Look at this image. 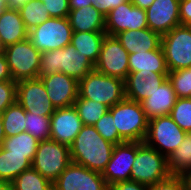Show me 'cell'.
Returning a JSON list of instances; mask_svg holds the SVG:
<instances>
[{"instance_id": "cell-42", "label": "cell", "mask_w": 191, "mask_h": 190, "mask_svg": "<svg viewBox=\"0 0 191 190\" xmlns=\"http://www.w3.org/2000/svg\"><path fill=\"white\" fill-rule=\"evenodd\" d=\"M179 16L181 25L191 24V0H180Z\"/></svg>"}, {"instance_id": "cell-24", "label": "cell", "mask_w": 191, "mask_h": 190, "mask_svg": "<svg viewBox=\"0 0 191 190\" xmlns=\"http://www.w3.org/2000/svg\"><path fill=\"white\" fill-rule=\"evenodd\" d=\"M128 65L129 73L142 70L154 73H169L161 46L156 50L129 54Z\"/></svg>"}, {"instance_id": "cell-15", "label": "cell", "mask_w": 191, "mask_h": 190, "mask_svg": "<svg viewBox=\"0 0 191 190\" xmlns=\"http://www.w3.org/2000/svg\"><path fill=\"white\" fill-rule=\"evenodd\" d=\"M137 150L138 142H123L114 146L110 161L102 173L108 186L130 180Z\"/></svg>"}, {"instance_id": "cell-3", "label": "cell", "mask_w": 191, "mask_h": 190, "mask_svg": "<svg viewBox=\"0 0 191 190\" xmlns=\"http://www.w3.org/2000/svg\"><path fill=\"white\" fill-rule=\"evenodd\" d=\"M114 119L119 136L125 142H144L149 120L140 102L124 98L108 110Z\"/></svg>"}, {"instance_id": "cell-40", "label": "cell", "mask_w": 191, "mask_h": 190, "mask_svg": "<svg viewBox=\"0 0 191 190\" xmlns=\"http://www.w3.org/2000/svg\"><path fill=\"white\" fill-rule=\"evenodd\" d=\"M92 5L96 6L97 9L103 14L107 15L112 9L117 6L129 1V0H91Z\"/></svg>"}, {"instance_id": "cell-8", "label": "cell", "mask_w": 191, "mask_h": 190, "mask_svg": "<svg viewBox=\"0 0 191 190\" xmlns=\"http://www.w3.org/2000/svg\"><path fill=\"white\" fill-rule=\"evenodd\" d=\"M73 35L68 17H50L28 33L33 46L41 53L63 48L71 43Z\"/></svg>"}, {"instance_id": "cell-41", "label": "cell", "mask_w": 191, "mask_h": 190, "mask_svg": "<svg viewBox=\"0 0 191 190\" xmlns=\"http://www.w3.org/2000/svg\"><path fill=\"white\" fill-rule=\"evenodd\" d=\"M109 190H149V186L138 183L133 180H127L111 184Z\"/></svg>"}, {"instance_id": "cell-37", "label": "cell", "mask_w": 191, "mask_h": 190, "mask_svg": "<svg viewBox=\"0 0 191 190\" xmlns=\"http://www.w3.org/2000/svg\"><path fill=\"white\" fill-rule=\"evenodd\" d=\"M16 93V81H0V115L7 107L16 102Z\"/></svg>"}, {"instance_id": "cell-44", "label": "cell", "mask_w": 191, "mask_h": 190, "mask_svg": "<svg viewBox=\"0 0 191 190\" xmlns=\"http://www.w3.org/2000/svg\"><path fill=\"white\" fill-rule=\"evenodd\" d=\"M92 5L91 0H69L70 10L81 9L82 7Z\"/></svg>"}, {"instance_id": "cell-35", "label": "cell", "mask_w": 191, "mask_h": 190, "mask_svg": "<svg viewBox=\"0 0 191 190\" xmlns=\"http://www.w3.org/2000/svg\"><path fill=\"white\" fill-rule=\"evenodd\" d=\"M170 116L183 131L191 133V98H178Z\"/></svg>"}, {"instance_id": "cell-5", "label": "cell", "mask_w": 191, "mask_h": 190, "mask_svg": "<svg viewBox=\"0 0 191 190\" xmlns=\"http://www.w3.org/2000/svg\"><path fill=\"white\" fill-rule=\"evenodd\" d=\"M170 176L165 155L158 152L155 147L148 146L145 142H138L130 180L151 186L168 179Z\"/></svg>"}, {"instance_id": "cell-36", "label": "cell", "mask_w": 191, "mask_h": 190, "mask_svg": "<svg viewBox=\"0 0 191 190\" xmlns=\"http://www.w3.org/2000/svg\"><path fill=\"white\" fill-rule=\"evenodd\" d=\"M99 135L114 145L125 142L118 134L112 114L107 111L94 125Z\"/></svg>"}, {"instance_id": "cell-11", "label": "cell", "mask_w": 191, "mask_h": 190, "mask_svg": "<svg viewBox=\"0 0 191 190\" xmlns=\"http://www.w3.org/2000/svg\"><path fill=\"white\" fill-rule=\"evenodd\" d=\"M129 53L115 36L106 35L94 70L125 80L129 74Z\"/></svg>"}, {"instance_id": "cell-12", "label": "cell", "mask_w": 191, "mask_h": 190, "mask_svg": "<svg viewBox=\"0 0 191 190\" xmlns=\"http://www.w3.org/2000/svg\"><path fill=\"white\" fill-rule=\"evenodd\" d=\"M53 190H109L101 173L71 162L53 182Z\"/></svg>"}, {"instance_id": "cell-28", "label": "cell", "mask_w": 191, "mask_h": 190, "mask_svg": "<svg viewBox=\"0 0 191 190\" xmlns=\"http://www.w3.org/2000/svg\"><path fill=\"white\" fill-rule=\"evenodd\" d=\"M39 141L28 132H22L16 136L6 137L2 148L9 154L26 155L33 162Z\"/></svg>"}, {"instance_id": "cell-7", "label": "cell", "mask_w": 191, "mask_h": 190, "mask_svg": "<svg viewBox=\"0 0 191 190\" xmlns=\"http://www.w3.org/2000/svg\"><path fill=\"white\" fill-rule=\"evenodd\" d=\"M71 162L70 147L48 139L39 141L32 167L53 183Z\"/></svg>"}, {"instance_id": "cell-22", "label": "cell", "mask_w": 191, "mask_h": 190, "mask_svg": "<svg viewBox=\"0 0 191 190\" xmlns=\"http://www.w3.org/2000/svg\"><path fill=\"white\" fill-rule=\"evenodd\" d=\"M68 19L75 32H105V15L96 6L70 10Z\"/></svg>"}, {"instance_id": "cell-13", "label": "cell", "mask_w": 191, "mask_h": 190, "mask_svg": "<svg viewBox=\"0 0 191 190\" xmlns=\"http://www.w3.org/2000/svg\"><path fill=\"white\" fill-rule=\"evenodd\" d=\"M16 101L25 111L35 115L51 117L56 110L40 78L18 81Z\"/></svg>"}, {"instance_id": "cell-23", "label": "cell", "mask_w": 191, "mask_h": 190, "mask_svg": "<svg viewBox=\"0 0 191 190\" xmlns=\"http://www.w3.org/2000/svg\"><path fill=\"white\" fill-rule=\"evenodd\" d=\"M19 10L6 9L0 14V39L5 47L28 38Z\"/></svg>"}, {"instance_id": "cell-45", "label": "cell", "mask_w": 191, "mask_h": 190, "mask_svg": "<svg viewBox=\"0 0 191 190\" xmlns=\"http://www.w3.org/2000/svg\"><path fill=\"white\" fill-rule=\"evenodd\" d=\"M30 0H6L8 9L20 10Z\"/></svg>"}, {"instance_id": "cell-4", "label": "cell", "mask_w": 191, "mask_h": 190, "mask_svg": "<svg viewBox=\"0 0 191 190\" xmlns=\"http://www.w3.org/2000/svg\"><path fill=\"white\" fill-rule=\"evenodd\" d=\"M78 96L111 108L125 98L124 80L93 70L79 80Z\"/></svg>"}, {"instance_id": "cell-6", "label": "cell", "mask_w": 191, "mask_h": 190, "mask_svg": "<svg viewBox=\"0 0 191 190\" xmlns=\"http://www.w3.org/2000/svg\"><path fill=\"white\" fill-rule=\"evenodd\" d=\"M4 55L14 81L39 78L41 52L29 38L5 47Z\"/></svg>"}, {"instance_id": "cell-2", "label": "cell", "mask_w": 191, "mask_h": 190, "mask_svg": "<svg viewBox=\"0 0 191 190\" xmlns=\"http://www.w3.org/2000/svg\"><path fill=\"white\" fill-rule=\"evenodd\" d=\"M94 70V64L72 44L41 53L39 76L62 72L78 81Z\"/></svg>"}, {"instance_id": "cell-52", "label": "cell", "mask_w": 191, "mask_h": 190, "mask_svg": "<svg viewBox=\"0 0 191 190\" xmlns=\"http://www.w3.org/2000/svg\"><path fill=\"white\" fill-rule=\"evenodd\" d=\"M39 1H41L43 3L44 1H53V0H39Z\"/></svg>"}, {"instance_id": "cell-51", "label": "cell", "mask_w": 191, "mask_h": 190, "mask_svg": "<svg viewBox=\"0 0 191 190\" xmlns=\"http://www.w3.org/2000/svg\"><path fill=\"white\" fill-rule=\"evenodd\" d=\"M4 51H5V46L3 45L1 39H0V55L1 54H4Z\"/></svg>"}, {"instance_id": "cell-14", "label": "cell", "mask_w": 191, "mask_h": 190, "mask_svg": "<svg viewBox=\"0 0 191 190\" xmlns=\"http://www.w3.org/2000/svg\"><path fill=\"white\" fill-rule=\"evenodd\" d=\"M148 28L146 10L134 6L130 0L112 9L105 16V32L109 36L125 30Z\"/></svg>"}, {"instance_id": "cell-9", "label": "cell", "mask_w": 191, "mask_h": 190, "mask_svg": "<svg viewBox=\"0 0 191 190\" xmlns=\"http://www.w3.org/2000/svg\"><path fill=\"white\" fill-rule=\"evenodd\" d=\"M161 48L169 72L191 67V27L180 24L161 36Z\"/></svg>"}, {"instance_id": "cell-16", "label": "cell", "mask_w": 191, "mask_h": 190, "mask_svg": "<svg viewBox=\"0 0 191 190\" xmlns=\"http://www.w3.org/2000/svg\"><path fill=\"white\" fill-rule=\"evenodd\" d=\"M55 109L74 105L78 97L79 81L62 72L39 76Z\"/></svg>"}, {"instance_id": "cell-20", "label": "cell", "mask_w": 191, "mask_h": 190, "mask_svg": "<svg viewBox=\"0 0 191 190\" xmlns=\"http://www.w3.org/2000/svg\"><path fill=\"white\" fill-rule=\"evenodd\" d=\"M177 99L172 83L167 78L151 96L141 102V105L146 117L151 120L170 115Z\"/></svg>"}, {"instance_id": "cell-25", "label": "cell", "mask_w": 191, "mask_h": 190, "mask_svg": "<svg viewBox=\"0 0 191 190\" xmlns=\"http://www.w3.org/2000/svg\"><path fill=\"white\" fill-rule=\"evenodd\" d=\"M106 32H75L73 31L71 43L79 54L85 55L94 65L101 51L102 42Z\"/></svg>"}, {"instance_id": "cell-38", "label": "cell", "mask_w": 191, "mask_h": 190, "mask_svg": "<svg viewBox=\"0 0 191 190\" xmlns=\"http://www.w3.org/2000/svg\"><path fill=\"white\" fill-rule=\"evenodd\" d=\"M149 190H190L185 176L171 175L168 179L149 186Z\"/></svg>"}, {"instance_id": "cell-19", "label": "cell", "mask_w": 191, "mask_h": 190, "mask_svg": "<svg viewBox=\"0 0 191 190\" xmlns=\"http://www.w3.org/2000/svg\"><path fill=\"white\" fill-rule=\"evenodd\" d=\"M167 78L168 73L143 70L131 72L124 80L125 98L141 103L151 96Z\"/></svg>"}, {"instance_id": "cell-18", "label": "cell", "mask_w": 191, "mask_h": 190, "mask_svg": "<svg viewBox=\"0 0 191 190\" xmlns=\"http://www.w3.org/2000/svg\"><path fill=\"white\" fill-rule=\"evenodd\" d=\"M50 124V139L68 146L73 143L83 126L74 105L56 109L50 117Z\"/></svg>"}, {"instance_id": "cell-17", "label": "cell", "mask_w": 191, "mask_h": 190, "mask_svg": "<svg viewBox=\"0 0 191 190\" xmlns=\"http://www.w3.org/2000/svg\"><path fill=\"white\" fill-rule=\"evenodd\" d=\"M180 0H154L146 9L148 28L160 36L180 25Z\"/></svg>"}, {"instance_id": "cell-27", "label": "cell", "mask_w": 191, "mask_h": 190, "mask_svg": "<svg viewBox=\"0 0 191 190\" xmlns=\"http://www.w3.org/2000/svg\"><path fill=\"white\" fill-rule=\"evenodd\" d=\"M171 175L184 176L191 170V133H187L179 147L167 158Z\"/></svg>"}, {"instance_id": "cell-29", "label": "cell", "mask_w": 191, "mask_h": 190, "mask_svg": "<svg viewBox=\"0 0 191 190\" xmlns=\"http://www.w3.org/2000/svg\"><path fill=\"white\" fill-rule=\"evenodd\" d=\"M6 137L16 136L25 132L26 111L16 101L1 114Z\"/></svg>"}, {"instance_id": "cell-21", "label": "cell", "mask_w": 191, "mask_h": 190, "mask_svg": "<svg viewBox=\"0 0 191 190\" xmlns=\"http://www.w3.org/2000/svg\"><path fill=\"white\" fill-rule=\"evenodd\" d=\"M115 37L129 54L156 50L161 46V36L149 28L125 30Z\"/></svg>"}, {"instance_id": "cell-1", "label": "cell", "mask_w": 191, "mask_h": 190, "mask_svg": "<svg viewBox=\"0 0 191 190\" xmlns=\"http://www.w3.org/2000/svg\"><path fill=\"white\" fill-rule=\"evenodd\" d=\"M114 146L102 138L94 126L83 125L69 146L71 161L102 174L110 161Z\"/></svg>"}, {"instance_id": "cell-47", "label": "cell", "mask_w": 191, "mask_h": 190, "mask_svg": "<svg viewBox=\"0 0 191 190\" xmlns=\"http://www.w3.org/2000/svg\"><path fill=\"white\" fill-rule=\"evenodd\" d=\"M0 190H13L12 182L0 180Z\"/></svg>"}, {"instance_id": "cell-49", "label": "cell", "mask_w": 191, "mask_h": 190, "mask_svg": "<svg viewBox=\"0 0 191 190\" xmlns=\"http://www.w3.org/2000/svg\"><path fill=\"white\" fill-rule=\"evenodd\" d=\"M6 9H8L6 0H0V14Z\"/></svg>"}, {"instance_id": "cell-31", "label": "cell", "mask_w": 191, "mask_h": 190, "mask_svg": "<svg viewBox=\"0 0 191 190\" xmlns=\"http://www.w3.org/2000/svg\"><path fill=\"white\" fill-rule=\"evenodd\" d=\"M79 117L83 125L94 126L101 117L106 114L109 108L100 103L89 99H83L79 96L74 102Z\"/></svg>"}, {"instance_id": "cell-46", "label": "cell", "mask_w": 191, "mask_h": 190, "mask_svg": "<svg viewBox=\"0 0 191 190\" xmlns=\"http://www.w3.org/2000/svg\"><path fill=\"white\" fill-rule=\"evenodd\" d=\"M130 2H131L134 6L146 10L149 6L152 5V3L154 2V0H130Z\"/></svg>"}, {"instance_id": "cell-33", "label": "cell", "mask_w": 191, "mask_h": 190, "mask_svg": "<svg viewBox=\"0 0 191 190\" xmlns=\"http://www.w3.org/2000/svg\"><path fill=\"white\" fill-rule=\"evenodd\" d=\"M25 132L30 133L38 141L48 140L51 135L50 117L35 115L26 111Z\"/></svg>"}, {"instance_id": "cell-30", "label": "cell", "mask_w": 191, "mask_h": 190, "mask_svg": "<svg viewBox=\"0 0 191 190\" xmlns=\"http://www.w3.org/2000/svg\"><path fill=\"white\" fill-rule=\"evenodd\" d=\"M12 187L13 190H53V183L30 167L12 181Z\"/></svg>"}, {"instance_id": "cell-10", "label": "cell", "mask_w": 191, "mask_h": 190, "mask_svg": "<svg viewBox=\"0 0 191 190\" xmlns=\"http://www.w3.org/2000/svg\"><path fill=\"white\" fill-rule=\"evenodd\" d=\"M186 134L170 115H164L149 120L148 132L144 142L152 148L156 147L153 144H157L159 147L155 149L160 153L162 152L159 150H164L165 157L168 158L179 147Z\"/></svg>"}, {"instance_id": "cell-26", "label": "cell", "mask_w": 191, "mask_h": 190, "mask_svg": "<svg viewBox=\"0 0 191 190\" xmlns=\"http://www.w3.org/2000/svg\"><path fill=\"white\" fill-rule=\"evenodd\" d=\"M32 167L26 155L9 154L0 147V180L12 182L23 171Z\"/></svg>"}, {"instance_id": "cell-50", "label": "cell", "mask_w": 191, "mask_h": 190, "mask_svg": "<svg viewBox=\"0 0 191 190\" xmlns=\"http://www.w3.org/2000/svg\"><path fill=\"white\" fill-rule=\"evenodd\" d=\"M184 176H185V178L187 180L188 187L191 190V170L187 174H185Z\"/></svg>"}, {"instance_id": "cell-34", "label": "cell", "mask_w": 191, "mask_h": 190, "mask_svg": "<svg viewBox=\"0 0 191 190\" xmlns=\"http://www.w3.org/2000/svg\"><path fill=\"white\" fill-rule=\"evenodd\" d=\"M168 79L178 98H191V67L170 71Z\"/></svg>"}, {"instance_id": "cell-39", "label": "cell", "mask_w": 191, "mask_h": 190, "mask_svg": "<svg viewBox=\"0 0 191 190\" xmlns=\"http://www.w3.org/2000/svg\"><path fill=\"white\" fill-rule=\"evenodd\" d=\"M43 4L50 17L66 18L69 15V0L44 1Z\"/></svg>"}, {"instance_id": "cell-48", "label": "cell", "mask_w": 191, "mask_h": 190, "mask_svg": "<svg viewBox=\"0 0 191 190\" xmlns=\"http://www.w3.org/2000/svg\"><path fill=\"white\" fill-rule=\"evenodd\" d=\"M6 138L5 133H4V125L3 121L0 115V147L2 146L3 140Z\"/></svg>"}, {"instance_id": "cell-43", "label": "cell", "mask_w": 191, "mask_h": 190, "mask_svg": "<svg viewBox=\"0 0 191 190\" xmlns=\"http://www.w3.org/2000/svg\"><path fill=\"white\" fill-rule=\"evenodd\" d=\"M13 80L6 57L4 54L0 55V81Z\"/></svg>"}, {"instance_id": "cell-32", "label": "cell", "mask_w": 191, "mask_h": 190, "mask_svg": "<svg viewBox=\"0 0 191 190\" xmlns=\"http://www.w3.org/2000/svg\"><path fill=\"white\" fill-rule=\"evenodd\" d=\"M19 12L28 31L50 18L45 5L39 0H30Z\"/></svg>"}]
</instances>
